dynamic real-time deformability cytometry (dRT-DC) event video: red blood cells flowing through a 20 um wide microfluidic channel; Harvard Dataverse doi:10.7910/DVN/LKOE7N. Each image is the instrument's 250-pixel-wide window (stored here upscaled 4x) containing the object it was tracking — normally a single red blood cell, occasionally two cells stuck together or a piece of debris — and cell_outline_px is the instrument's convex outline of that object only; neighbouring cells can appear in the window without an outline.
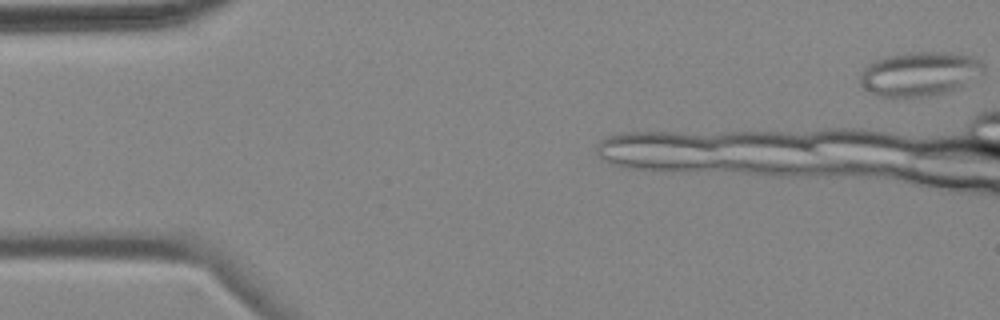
{"species": "common noctule bat (a hibernating species)", "species_latin": "Nyctalus noctula", "temperature_condition": "cold", "stored_images_in_passage": 9, "camera_frame_rate_fps": 3000, "um_per_image_px": 0.085, "animal": {"sex": "female", "body_mass_g": 18.4}, "frame": {"image": 1, "passage_image": 1, "time_ms": 0.0, "image_size_px": [1000, 320], "cell_outline_px": [[984, 72], [960, 88], [928, 96], [880, 96], [864, 88], [860, 84], [860, 72], [872, 60], [880, 56], [908, 52], [952, 52], [972, 56], [980, 60], [984, 64]], "centroid_in_image_um": [78.16, 6.24], "position_along_channel_um": 6.8, "area_um2": 32.08}}